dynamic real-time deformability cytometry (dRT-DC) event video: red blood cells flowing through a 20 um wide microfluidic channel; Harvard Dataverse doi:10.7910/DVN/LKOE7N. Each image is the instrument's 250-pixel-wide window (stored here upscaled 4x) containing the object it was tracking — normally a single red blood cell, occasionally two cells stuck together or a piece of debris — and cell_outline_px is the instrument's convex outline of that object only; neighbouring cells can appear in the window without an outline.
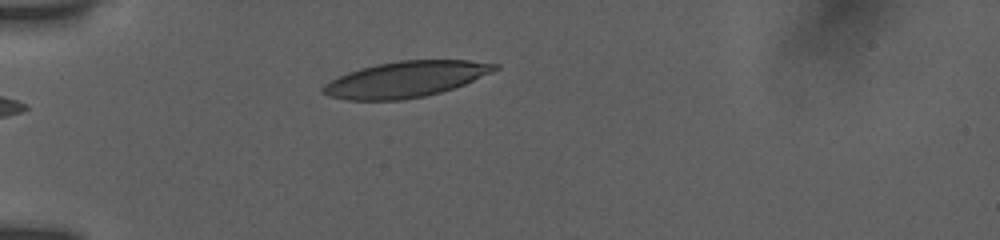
{"species": "human", "species_latin": "Homo sapiens", "temperature_condition": "room temperature", "stored_images_in_passage": 3, "camera_frame_rate_fps": 3000, "um_per_image_px": 0.085, "donor": {"sex": "female"}, "frame": {"image": 1, "passage_image": 3, "time_ms": 2.333, "image_size_px": [1000, 240], "cell_outline_px": [[500, 68], [492, 72], [464, 84], [440, 92], [424, 96], [400, 100], [348, 100], [328, 96], [320, 92], [320, 88], [324, 84], [348, 72], [360, 68], [376, 64], [400, 60], [468, 60], [500, 64]], "centroid_in_image_um": [34.47, 6.74], "position_along_channel_um": 50.5, "area_um2": 35.84}}